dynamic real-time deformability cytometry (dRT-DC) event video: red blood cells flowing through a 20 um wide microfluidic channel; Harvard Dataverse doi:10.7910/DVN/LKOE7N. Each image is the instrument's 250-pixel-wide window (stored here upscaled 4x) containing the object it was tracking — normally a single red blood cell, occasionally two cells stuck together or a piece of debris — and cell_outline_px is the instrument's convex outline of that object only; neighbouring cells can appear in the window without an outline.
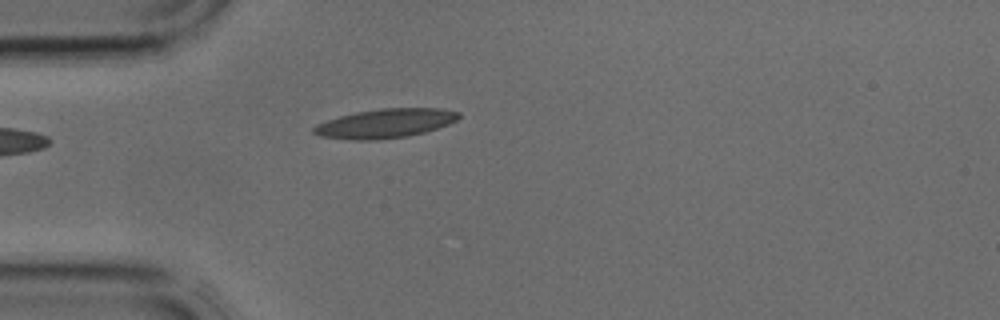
{"species": "common noctule bat (a hibernating species)", "species_latin": "Nyctalus noctula", "temperature_condition": "cold", "stored_images_in_passage": 2, "camera_frame_rate_fps": 3000, "um_per_image_px": 0.085, "animal": {"sex": "male", "body_mass_g": 17.9, "forearm_length_mm": 54.2}, "frame": {"image": 1, "passage_image": 2, "time_ms": 0.333, "image_size_px": [1000, 320], "cell_outline_px": [[460, 116], [456, 120], [448, 124], [424, 132], [408, 136], [380, 140], [352, 140], [320, 136], [312, 132], [312, 128], [316, 124], [340, 116], [356, 112], [380, 108], [440, 108], [460, 112]], "centroid_in_image_um": [32.73, 10.49], "position_along_channel_um": 52.3, "area_um2": 24.62}}